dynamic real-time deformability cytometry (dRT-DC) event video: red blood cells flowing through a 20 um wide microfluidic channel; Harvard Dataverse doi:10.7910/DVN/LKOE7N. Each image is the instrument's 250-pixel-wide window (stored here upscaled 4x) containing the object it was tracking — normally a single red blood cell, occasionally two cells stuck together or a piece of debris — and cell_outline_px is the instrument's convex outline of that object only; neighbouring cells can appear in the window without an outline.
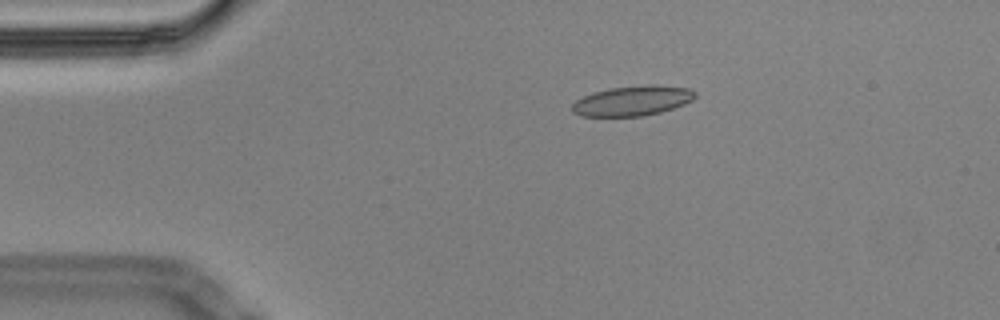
{"species": "Egyptian fruit bat (a non-hibernating species)", "species_latin": "Rousettus aegyptiacus", "temperature_condition": "cold", "stored_images_in_passage": 49, "camera_frame_rate_fps": 3000, "um_per_image_px": 0.085, "animal": {"sex": "male"}, "frame": {"image": 1, "passage_image": 2, "time_ms": 0.333, "image_size_px": [1000, 320], "cell_outline_px": [[696, 96], [692, 100], [684, 104], [660, 112], [644, 116], [580, 116], [572, 112], [572, 104], [576, 100], [584, 96], [596, 92], [612, 88], [648, 84], [656, 84], [688, 88], [696, 92]], "centroid_in_image_um": [53.78, 8.56], "position_along_channel_um": 31.2, "area_um2": 21.39}}
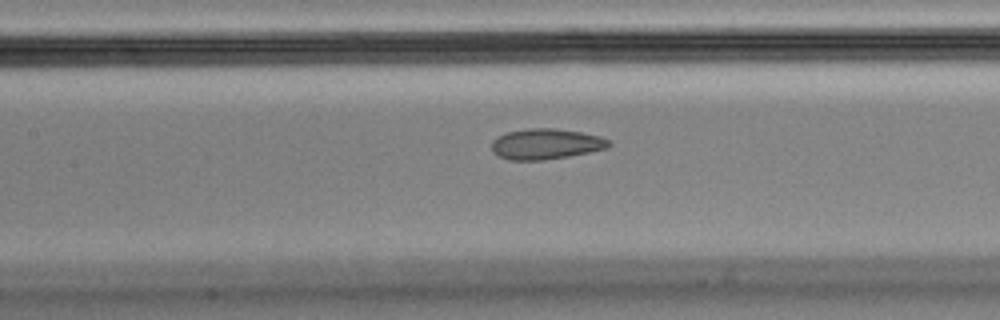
{"frame": {"image": 2, "passage_image": 17, "time_ms": 5.333, "image_size_px": [1000, 320], "cell_outline_px": [[612, 144], [608, 148], [568, 156], [544, 160], [508, 160], [492, 152], [492, 140], [508, 132], [528, 128], [552, 128], [580, 132], [600, 136], [608, 140]], "centroid_in_image_um": [46.4, 12.24], "position_along_channel_um": 161.0, "area_um2": 20.75}}
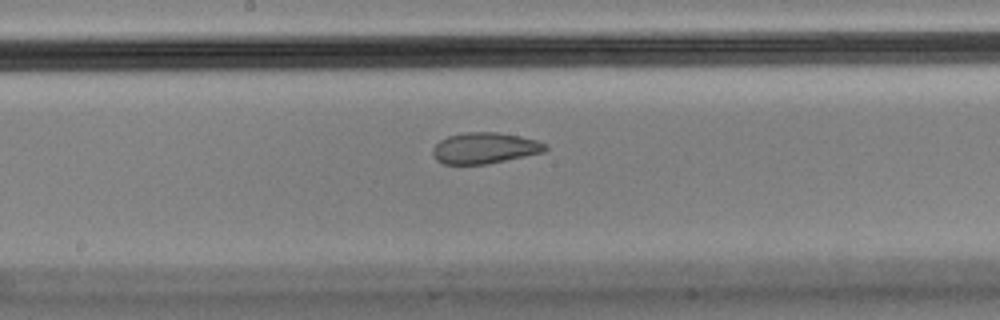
{"frame": {"image": 3, "passage_image": 21, "time_ms": 6.667, "image_size_px": [1000, 320], "cell_outline_px": [[548, 148], [544, 152], [488, 164], [444, 164], [436, 160], [432, 152], [432, 148], [440, 140], [448, 136], [464, 132], [496, 132], [520, 136], [536, 140], [548, 144]], "centroid_in_image_um": [41.2, 12.58], "position_along_channel_um": 207.0, "area_um2": 20.46}, "authors_computed_cell_mechanics": {"area_um2": 22.0218, "velocity_mm_per_s": 3.4528, "shape_relaxation_time_tau1_ms": null, "shape_relaxation_time_tau2_ms": 1.5411, "deformation_change_tau1": null, "deformation_change_tau2": 0.0681}}